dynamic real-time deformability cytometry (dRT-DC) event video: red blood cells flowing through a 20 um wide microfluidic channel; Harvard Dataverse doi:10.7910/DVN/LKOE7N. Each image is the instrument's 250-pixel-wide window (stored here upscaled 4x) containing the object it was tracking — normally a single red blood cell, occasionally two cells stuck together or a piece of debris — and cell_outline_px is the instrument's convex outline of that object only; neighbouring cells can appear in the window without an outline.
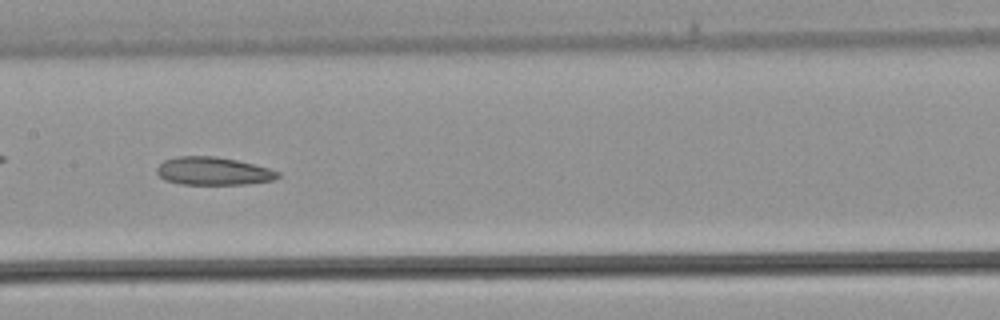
{"species": "common noctule bat (a hibernating species)", "species_latin": "Nyctalus noctula", "temperature_condition": "warm", "stored_images_in_passage": 27, "camera_frame_rate_fps": 3000, "um_per_image_px": 0.085, "animal": {"sex": "male", "body_mass_g": 21.5, "forearm_length_mm": 52.0}, "frame": {"image": 1, "passage_image": 8, "time_ms": 2.333, "image_size_px": [1000, 320], "cell_outline_px": [[280, 176], [272, 180], [248, 184], [180, 184], [164, 180], [156, 172], [156, 168], [164, 160], [176, 156], [216, 156], [236, 160], [268, 168], [280, 172]], "centroid_in_image_um": [18.09, 14.54], "position_along_channel_um": 189.3, "area_um2": 19.71}}
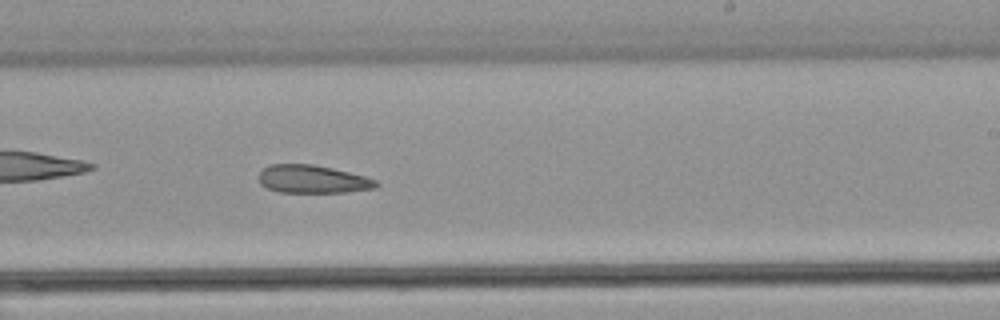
{"frame": {"image": 2, "passage_image": 12, "time_ms": 3.667, "image_size_px": [1000, 320], "cell_outline_px": [[380, 184], [376, 188], [344, 192], [280, 192], [268, 188], [260, 184], [260, 172], [268, 164], [312, 164], [332, 168], [364, 176], [376, 180]], "centroid_in_image_um": [26.58, 15.23], "position_along_channel_um": 262.4, "area_um2": 19.02}}